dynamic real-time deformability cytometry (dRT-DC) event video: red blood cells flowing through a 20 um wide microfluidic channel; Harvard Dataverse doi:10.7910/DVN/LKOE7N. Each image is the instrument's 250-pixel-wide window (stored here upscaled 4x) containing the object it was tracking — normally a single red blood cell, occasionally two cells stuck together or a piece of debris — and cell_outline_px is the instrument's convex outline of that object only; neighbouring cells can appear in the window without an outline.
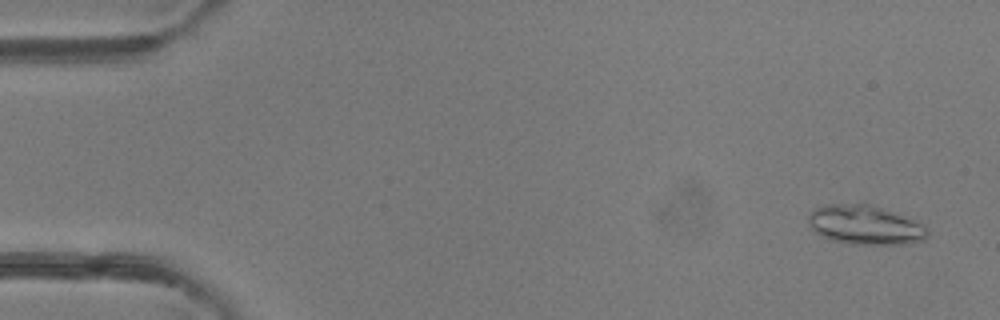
{"species": "common noctule bat (a hibernating species)", "species_latin": "Nyctalus noctula", "temperature_condition": "room temperature", "stored_images_in_passage": 4, "camera_frame_rate_fps": 3000, "um_per_image_px": 0.085, "animal": {"sex": "female"}, "frame": {"image": 1, "passage_image": 1, "time_ms": 0.0, "image_size_px": [1000, 320], "cell_outline_px": [[928, 236], [924, 240], [912, 244], [848, 244], [828, 240], [820, 236], [808, 224], [808, 212], [824, 204], [860, 200], [872, 204], [924, 224], [928, 228]], "centroid_in_image_um": [73.49, 19.09], "position_along_channel_um": 11.5, "area_um2": 28.32}}